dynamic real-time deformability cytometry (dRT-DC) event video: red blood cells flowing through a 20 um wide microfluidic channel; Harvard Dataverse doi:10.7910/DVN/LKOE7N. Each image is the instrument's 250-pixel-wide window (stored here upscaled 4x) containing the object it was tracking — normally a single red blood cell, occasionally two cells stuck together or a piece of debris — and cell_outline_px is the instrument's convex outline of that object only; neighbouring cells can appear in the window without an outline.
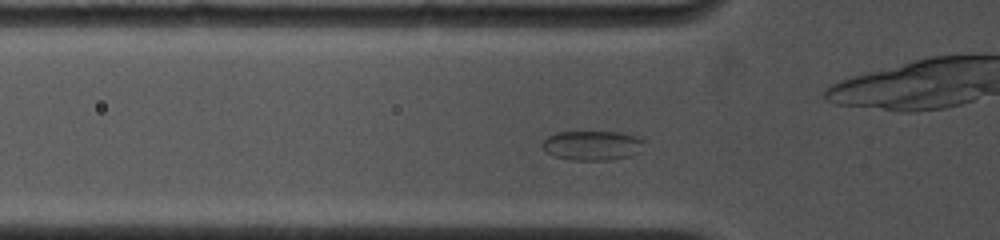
{"species": "common noctule bat (a hibernating species)", "species_latin": "Nyctalus noctula", "temperature_condition": "cold", "stored_images_in_passage": 7, "camera_frame_rate_fps": 4500, "um_per_image_px": 0.085, "animal": {"sex": "female", "body_mass_g": 19.0, "forearm_length_mm": 53.3}, "frame": {"image": 1, "passage_image": 5, "time_ms": 2.222, "image_size_px": [1000, 240], "cell_outline_px": [[644, 140], [636, 152], [628, 156], [608, 160], [572, 160], [552, 156], [540, 144], [548, 136], [556, 132], [620, 132], [636, 136]], "centroid_in_image_um": [50.27, 12.36], "position_along_channel_um": 75.5, "area_um2": 17.28}}
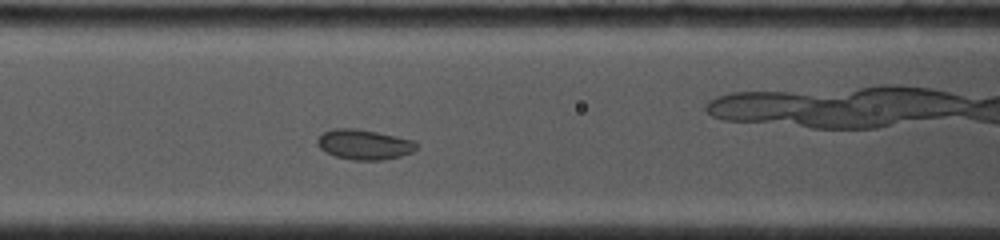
{"frame": {"image": 2, "passage_image": 7, "time_ms": 3.778, "image_size_px": [1000, 240], "cell_outline_px": [[416, 148], [412, 152], [400, 156], [384, 160], [352, 160], [336, 156], [324, 152], [316, 144], [316, 140], [324, 132], [332, 128], [356, 128], [416, 140]], "centroid_in_image_um": [30.93, 12.28], "position_along_channel_um": 135.7, "area_um2": 17.46}}